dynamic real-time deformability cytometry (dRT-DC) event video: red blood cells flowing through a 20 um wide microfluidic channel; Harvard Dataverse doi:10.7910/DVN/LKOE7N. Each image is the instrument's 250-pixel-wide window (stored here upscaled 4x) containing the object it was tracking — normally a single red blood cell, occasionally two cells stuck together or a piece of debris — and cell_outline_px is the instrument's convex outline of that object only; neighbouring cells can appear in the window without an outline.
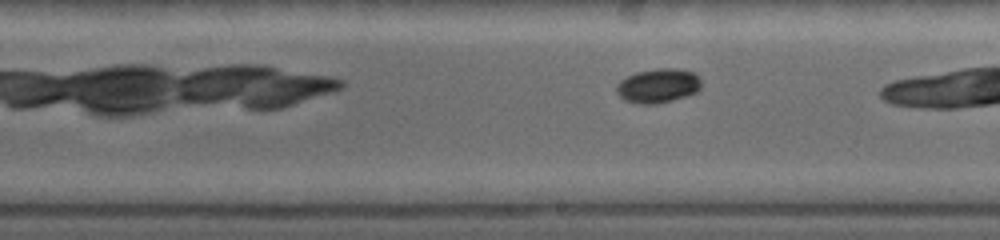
{"species": "common noctule bat (a hibernating species)", "species_latin": "Nyctalus noctula", "temperature_condition": "warm", "stored_images_in_passage": 13, "camera_frame_rate_fps": 5000, "um_per_image_px": 0.085, "animal": {"sex": "female", "body_mass_g": 19.0, "forearm_length_mm": 53.3}, "frame": {"image": 1, "passage_image": 11, "time_ms": 3.8, "image_size_px": [1000, 240], "cell_outline_px": [[700, 88], [696, 92], [672, 100], [652, 104], [640, 104], [624, 100], [616, 92], [616, 84], [620, 80], [636, 72], [656, 68], [676, 68], [696, 72], [700, 76]], "centroid_in_image_um": [55.93, 7.26], "position_along_channel_um": 233.1, "area_um2": 16.99}}